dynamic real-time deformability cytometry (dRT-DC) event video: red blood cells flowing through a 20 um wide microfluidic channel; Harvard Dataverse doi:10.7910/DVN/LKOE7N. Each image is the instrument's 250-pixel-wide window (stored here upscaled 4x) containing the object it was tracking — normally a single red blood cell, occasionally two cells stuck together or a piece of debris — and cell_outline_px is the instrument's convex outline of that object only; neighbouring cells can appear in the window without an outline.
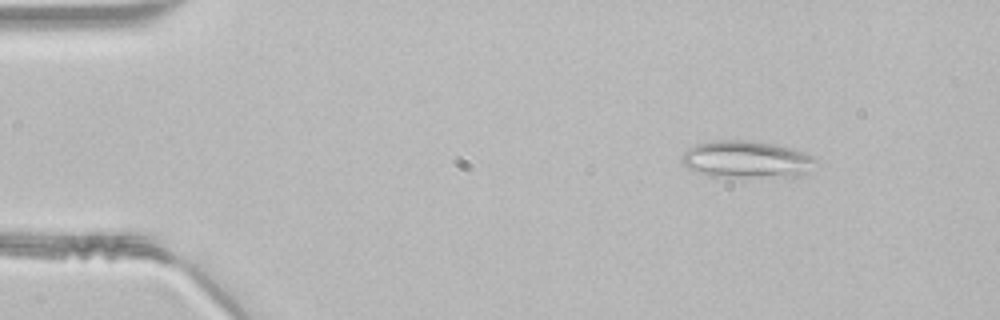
{"species": "common noctule bat (a hibernating species)", "species_latin": "Nyctalus noctula", "temperature_condition": "room temperature", "stored_images_in_passage": 43, "segment_of_instrument_passage": [1, 2], "camera_frame_rate_fps": 3000, "um_per_image_px": 0.085, "animal": {"sex": "male", "body_mass_g": 21.5, "forearm_length_mm": 52.0}, "frame": {"image": 1, "passage_image": 2, "time_ms": 0.333, "image_size_px": [1000, 320], "cell_outline_px": [[820, 164], [804, 176], [708, 176], [688, 168], [684, 164], [684, 152], [688, 148], [696, 144], [712, 140], [748, 140], [776, 144], [792, 148], [804, 152], [812, 156]], "centroid_in_image_um": [63.54, 13.54], "position_along_channel_um": 21.5, "area_um2": 29.02}}
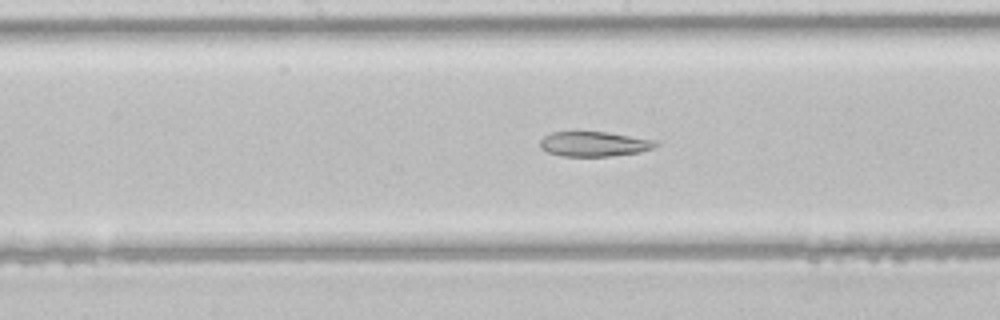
{"frame": {"image": 2, "passage_image": 20, "time_ms": 6.333, "image_size_px": [1000, 320], "cell_outline_px": [[660, 144], [652, 148], [640, 152], [612, 156], [564, 156], [548, 152], [540, 148], [540, 140], [544, 136], [552, 132], [604, 132], [656, 140]], "centroid_in_image_um": [50.5, 12.24], "position_along_channel_um": 197.7, "area_um2": 16.65}}
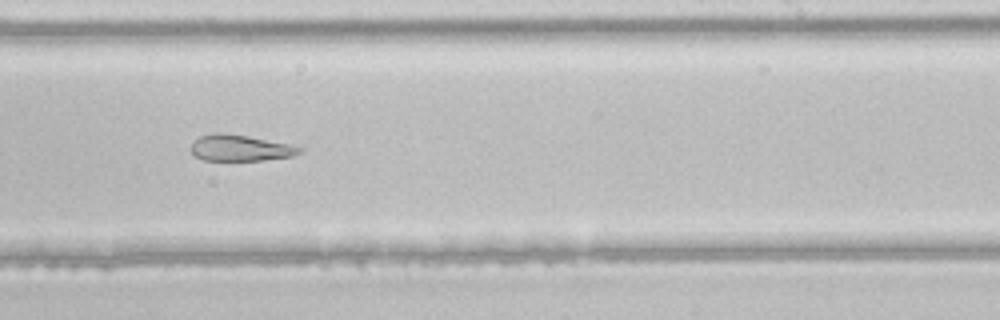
{"frame": {"image": 3, "passage_image": 25, "time_ms": 8.0, "image_size_px": [1000, 320], "cell_outline_px": [[304, 148], [300, 152], [292, 156], [264, 160], [204, 160], [196, 156], [188, 148], [200, 136], [216, 132], [220, 132], [248, 136], [288, 144]], "centroid_in_image_um": [20.4, 12.57], "position_along_channel_um": 268.6, "area_um2": 16.42}}